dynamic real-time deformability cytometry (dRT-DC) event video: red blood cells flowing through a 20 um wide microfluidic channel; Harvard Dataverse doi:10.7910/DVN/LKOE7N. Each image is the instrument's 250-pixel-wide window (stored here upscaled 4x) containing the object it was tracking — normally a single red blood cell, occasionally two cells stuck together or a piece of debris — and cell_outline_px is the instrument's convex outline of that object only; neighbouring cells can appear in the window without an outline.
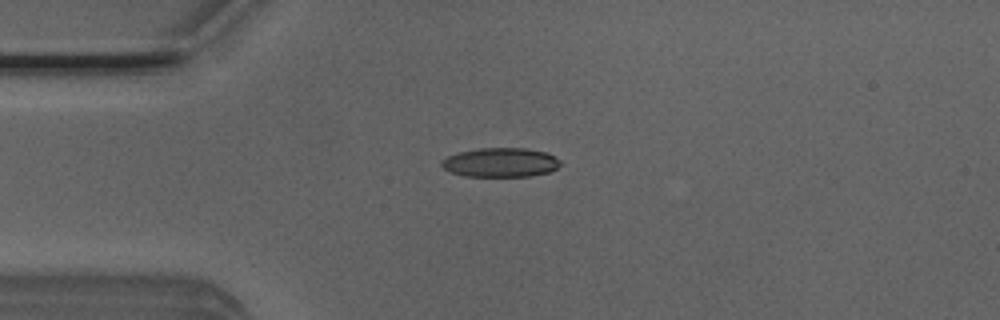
{"species": "Egyptian fruit bat (a non-hibernating species)", "species_latin": "Rousettus aegyptiacus", "temperature_condition": "room temperature", "stored_images_in_passage": 3, "camera_frame_rate_fps": 3000, "um_per_image_px": 0.085, "animal": {"sex": "male"}, "frame": {"image": 1, "passage_image": 1, "time_ms": 0.0, "image_size_px": [1000, 320], "cell_outline_px": [[560, 164], [556, 168], [548, 172], [532, 176], [464, 176], [452, 172], [444, 168], [440, 164], [440, 160], [456, 152], [480, 148], [524, 148], [548, 152], [560, 160]], "centroid_in_image_um": [42.53, 13.8], "position_along_channel_um": 42.5, "area_um2": 20.29}}
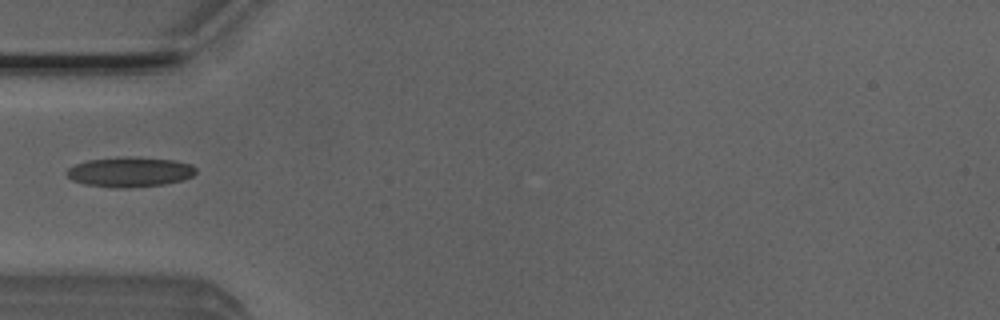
{"frame": {"image": 2, "passage_image": 2, "time_ms": 0.333, "image_size_px": [1000, 320], "cell_outline_px": [[196, 172], [192, 176], [180, 180], [164, 184], [128, 188], [116, 188], [84, 184], [72, 180], [64, 172], [68, 168], [76, 164], [88, 160], [120, 156], [136, 156], [176, 160], [192, 164], [196, 168]], "centroid_in_image_um": [11.03, 14.6], "position_along_channel_um": 74.0, "area_um2": 22.83}}